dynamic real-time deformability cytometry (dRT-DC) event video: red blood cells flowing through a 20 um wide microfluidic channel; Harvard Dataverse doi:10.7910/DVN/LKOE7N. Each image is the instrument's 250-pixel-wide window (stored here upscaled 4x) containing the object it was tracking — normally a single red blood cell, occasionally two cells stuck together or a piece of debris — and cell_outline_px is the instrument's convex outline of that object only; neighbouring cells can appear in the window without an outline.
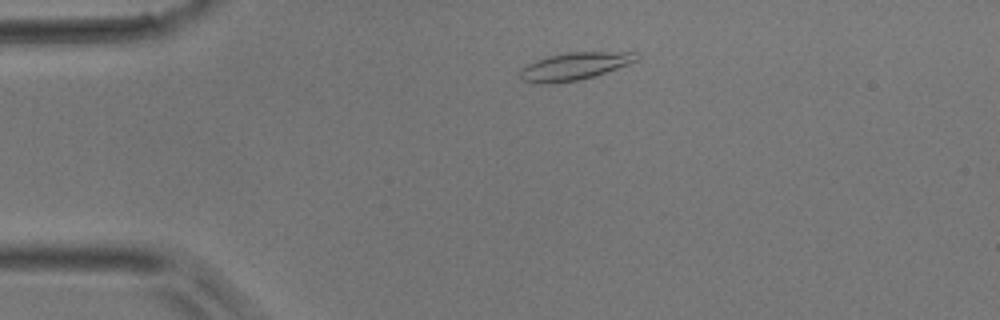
{"species": "common noctule bat (a hibernating species)", "species_latin": "Nyctalus noctula", "temperature_condition": "room temperature", "stored_images_in_passage": 39, "camera_frame_rate_fps": 3000, "um_per_image_px": 0.085, "animal": {"sex": "male", "body_mass_g": 17.9}, "frame": {"image": 1, "passage_image": 1, "time_ms": 0.0, "image_size_px": [1000, 320], "cell_outline_px": [[640, 56], [636, 60], [628, 64], [580, 80], [552, 84], [540, 84], [520, 80], [520, 68], [536, 60], [548, 56], [568, 52], [636, 52]], "centroid_in_image_um": [48.77, 5.64], "position_along_channel_um": 36.2, "area_um2": 18.61}}
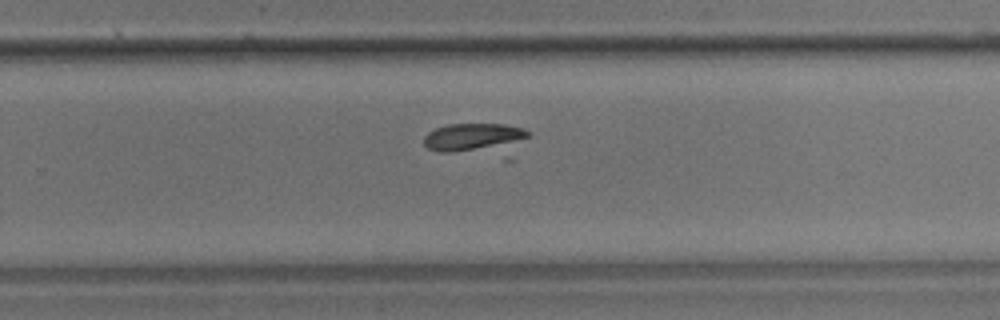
{"frame": {"image": 2, "passage_image": 22, "time_ms": 7.0, "image_size_px": [1000, 320], "cell_outline_px": [[528, 136], [504, 144], [452, 152], [440, 152], [428, 148], [424, 144], [424, 136], [428, 132], [436, 128], [448, 124], [504, 124], [524, 128], [528, 132]], "centroid_in_image_um": [40.08, 11.61], "position_along_channel_um": 289.7, "area_um2": 15.84}}
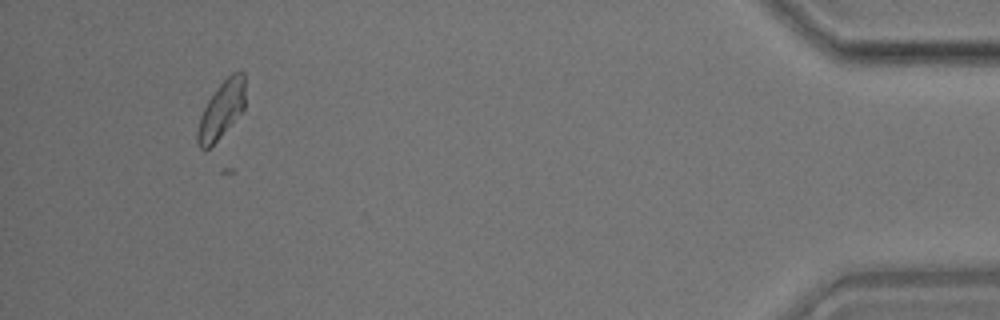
{"frame": {"image": 3, "passage_image": 36, "time_ms": 11.667, "image_size_px": [1000, 320], "cell_outline_px": [[244, 108], [220, 136], [204, 152], [200, 148], [196, 140], [196, 132], [200, 116], [208, 100], [220, 84], [232, 72], [244, 72]], "centroid_in_image_um": [18.79, 9.35], "position_along_channel_um": 416.4, "area_um2": 15.49}}